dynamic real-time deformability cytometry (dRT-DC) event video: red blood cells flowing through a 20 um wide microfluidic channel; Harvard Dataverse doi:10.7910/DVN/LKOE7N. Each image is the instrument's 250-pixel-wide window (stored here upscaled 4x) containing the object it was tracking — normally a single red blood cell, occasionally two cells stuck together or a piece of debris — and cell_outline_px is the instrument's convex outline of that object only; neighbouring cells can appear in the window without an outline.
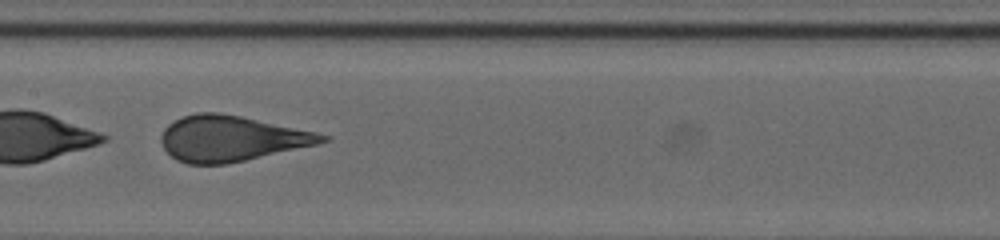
{"species": "human", "species_latin": "Homo sapiens", "temperature_condition": "cold", "stored_images_in_passage": 49, "camera_frame_rate_fps": 3000, "um_per_image_px": 0.085, "donor": {"sex": "female"}, "frame": {"image": 1, "passage_image": 26, "time_ms": 8.333, "image_size_px": [1000, 240], "cell_outline_px": [[332, 140], [320, 144], [228, 164], [188, 164], [176, 160], [164, 148], [160, 140], [160, 136], [164, 128], [168, 124], [184, 116], [196, 112], [220, 112], [240, 116], [316, 132], [332, 136]], "centroid_in_image_um": [19.69, 11.78], "position_along_channel_um": 187.7, "area_um2": 42.95}}
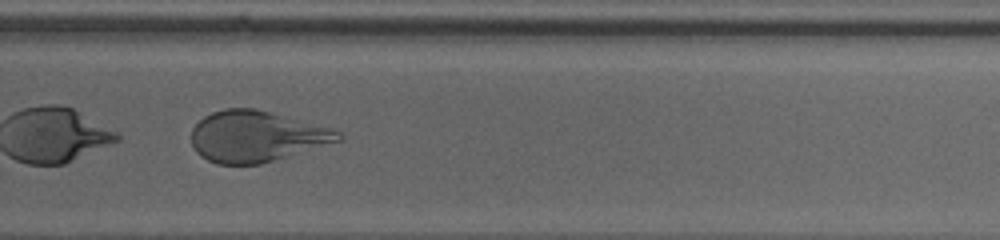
{"frame": {"image": 2, "passage_image": 35, "time_ms": 11.333, "image_size_px": [1000, 240], "cell_outline_px": [[344, 140], [260, 164], [216, 164], [200, 156], [196, 152], [192, 144], [192, 128], [204, 116], [212, 112], [224, 108], [252, 108], [268, 112], [328, 128], [340, 132], [344, 136]], "centroid_in_image_um": [21.75, 11.61], "position_along_channel_um": 308.0, "area_um2": 43.18}}